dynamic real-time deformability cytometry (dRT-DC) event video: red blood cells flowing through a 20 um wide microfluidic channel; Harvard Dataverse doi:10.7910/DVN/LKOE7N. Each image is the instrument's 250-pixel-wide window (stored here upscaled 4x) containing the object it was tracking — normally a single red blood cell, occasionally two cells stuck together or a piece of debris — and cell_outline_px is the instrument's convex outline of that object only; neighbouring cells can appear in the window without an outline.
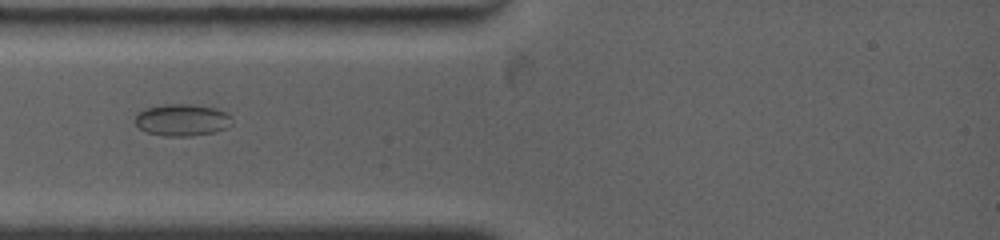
{"species": "common noctule bat (a hibernating species)", "species_latin": "Nyctalus noctula", "temperature_condition": "warm", "stored_images_in_passage": 32, "camera_frame_rate_fps": 4500, "um_per_image_px": 0.085, "animal": {"sex": "female", "body_mass_g": 19.0, "forearm_length_mm": 53.3}, "frame": {"image": 1, "passage_image": 1, "time_ms": 0.0, "image_size_px": [1000, 240], "cell_outline_px": [[232, 124], [228, 128], [212, 132], [188, 136], [164, 136], [148, 132], [140, 128], [136, 124], [136, 112], [144, 108], [164, 104], [192, 104], [216, 108], [232, 116]], "centroid_in_image_um": [15.49, 10.18], "position_along_channel_um": 69.5, "area_um2": 18.09}}
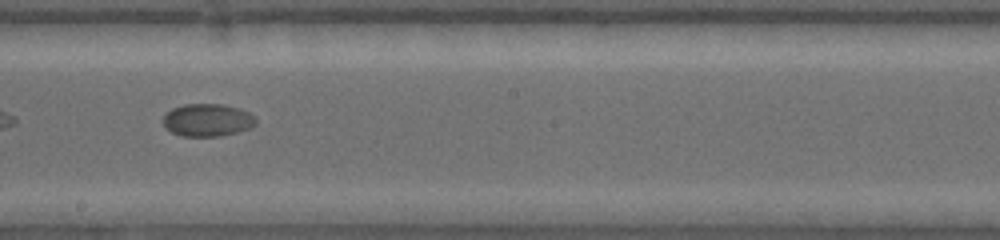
{"frame": {"image": 2, "passage_image": 10, "time_ms": 4.444, "image_size_px": [1000, 240], "cell_outline_px": [[256, 124], [248, 128], [236, 132], [220, 136], [180, 136], [164, 128], [164, 116], [172, 108], [184, 104], [224, 104], [240, 108], [248, 112], [256, 120]], "centroid_in_image_um": [17.61, 10.2], "position_along_channel_um": 230.6, "area_um2": 17.57}}
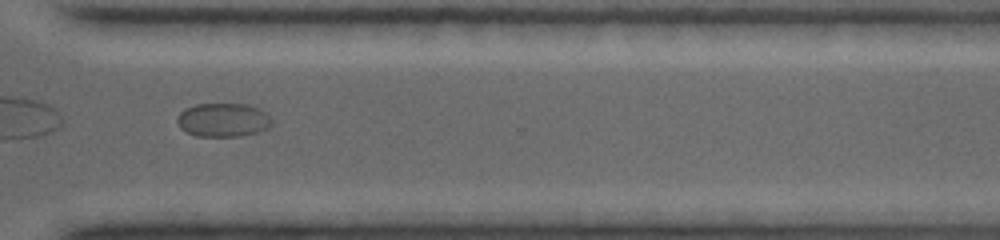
{"frame": {"image": 3, "passage_image": 18, "time_ms": 7.778, "image_size_px": [1000, 240], "cell_outline_px": [[272, 124], [268, 128], [256, 132], [236, 136], [196, 136], [180, 128], [176, 120], [176, 116], [184, 108], [196, 104], [248, 104], [260, 108], [268, 112], [272, 120]], "centroid_in_image_um": [18.97, 10.18], "position_along_channel_um": 351.6, "area_um2": 18.79}}